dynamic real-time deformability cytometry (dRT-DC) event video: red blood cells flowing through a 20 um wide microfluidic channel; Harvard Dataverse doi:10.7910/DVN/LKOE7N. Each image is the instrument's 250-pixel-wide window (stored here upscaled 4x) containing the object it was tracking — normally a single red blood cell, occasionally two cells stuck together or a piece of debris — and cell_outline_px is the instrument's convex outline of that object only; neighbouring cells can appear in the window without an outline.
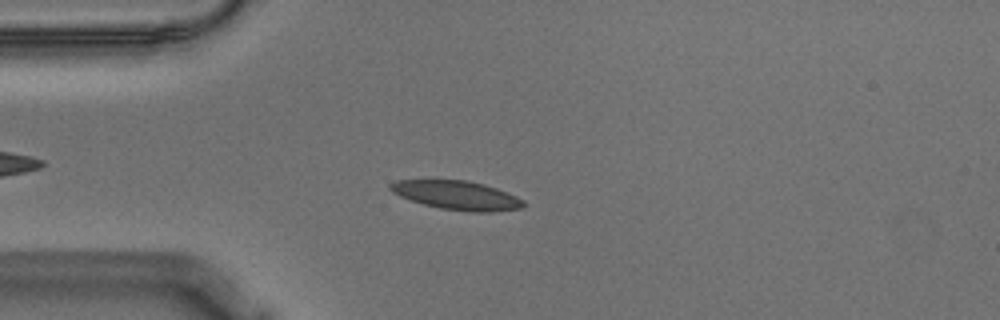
{"species": "Egyptian fruit bat (a non-hibernating species)", "species_latin": "Rousettus aegyptiacus", "temperature_condition": "warm", "stored_images_in_passage": 56, "camera_frame_rate_fps": 3000, "um_per_image_px": 0.085, "animal": {"sex": "male"}, "frame": {"image": 1, "passage_image": 14, "time_ms": 4.333, "image_size_px": [1000, 320], "cell_outline_px": [[524, 204], [520, 208], [492, 212], [472, 212], [440, 208], [424, 204], [400, 196], [392, 192], [388, 188], [388, 184], [396, 180], [468, 180], [484, 184], [496, 188], [516, 196], [524, 200]], "centroid_in_image_um": [38.81, 16.59], "position_along_channel_um": 46.2, "area_um2": 22.31}}
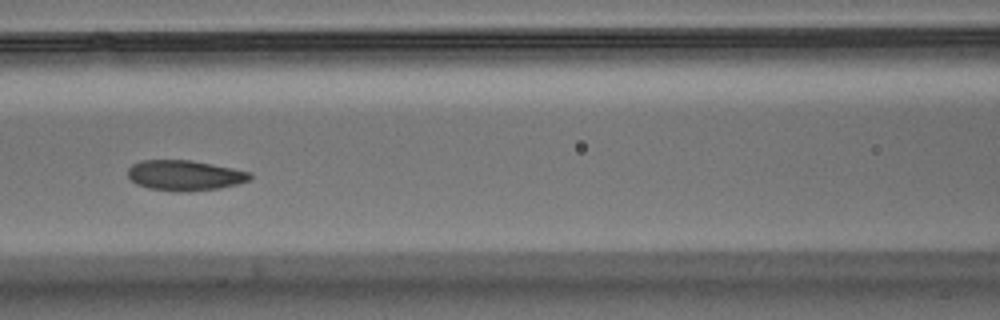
{"frame": {"image": 2, "passage_image": 24, "time_ms": 7.667, "image_size_px": [1000, 320], "cell_outline_px": [[252, 180], [240, 184], [220, 188], [184, 192], [180, 192], [148, 188], [136, 184], [128, 176], [128, 168], [132, 164], [140, 160], [192, 160], [252, 172]], "centroid_in_image_um": [15.74, 14.91], "position_along_channel_um": 150.9, "area_um2": 21.85}}
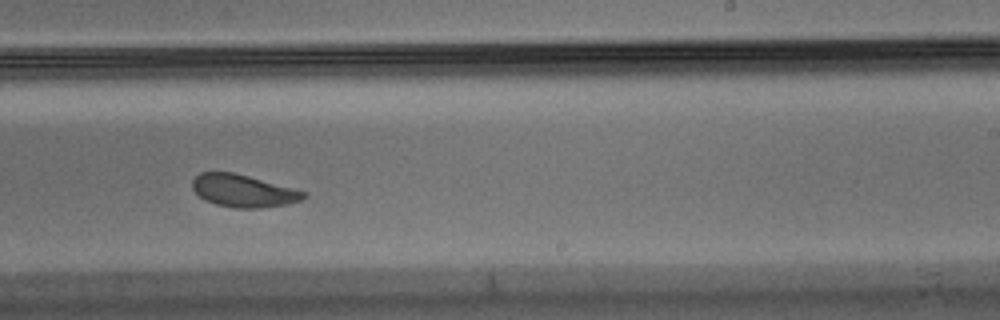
{"frame": {"image": 3, "passage_image": 34, "time_ms": 11.0, "image_size_px": [1000, 320], "cell_outline_px": [[308, 196], [300, 200], [288, 204], [256, 208], [232, 208], [216, 204], [204, 200], [192, 188], [192, 180], [200, 172], [232, 172], [248, 176], [308, 192]], "centroid_in_image_um": [20.68, 16.22], "position_along_channel_um": 268.3, "area_um2": 20.98}, "authors_computed_cell_mechanics": {"area_um2": 21.964, "velocity_mm_per_s": 3.5325, "shape_relaxation_time_tau1_ms": 2.9515, "shape_relaxation_time_tau2_ms": 4.1563, "deformation_change_tau1": 0.1023, "deformation_change_tau2": 0.0963}}